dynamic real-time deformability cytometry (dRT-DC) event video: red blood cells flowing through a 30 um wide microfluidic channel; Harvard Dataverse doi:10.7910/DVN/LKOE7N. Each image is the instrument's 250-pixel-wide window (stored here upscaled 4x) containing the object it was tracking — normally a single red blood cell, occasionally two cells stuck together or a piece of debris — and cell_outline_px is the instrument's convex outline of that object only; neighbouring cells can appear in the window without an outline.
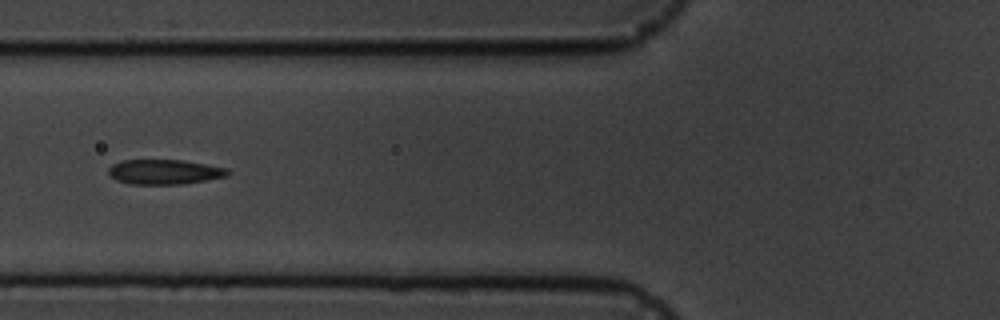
{"species": "common noctule bat (a hibernating species)", "species_latin": "Nyctalus noctula", "temperature_condition": "cold", "stored_images_in_passage": 10, "camera_frame_rate_fps": 3000, "um_per_image_px": 0.085, "animal": {"sex": "male", "body_mass_g": 19.5, "forearm_length_mm": 54.6}, "frame": {"image": 1, "passage_image": 5, "time_ms": 5.667, "image_size_px": [1000, 320], "cell_outline_px": [[232, 172], [228, 176], [180, 184], [128, 184], [116, 180], [108, 172], [108, 168], [112, 164], [124, 160], [184, 160], [228, 168]], "centroid_in_image_um": [13.99, 14.6], "position_along_channel_um": 111.8, "area_um2": 17.28}}
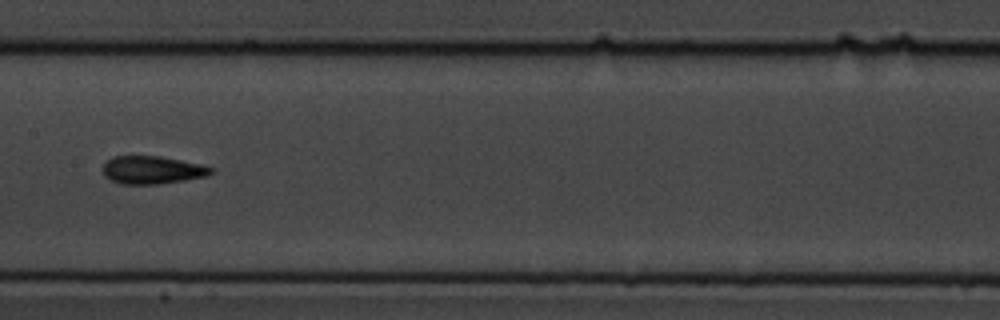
{"frame": {"image": 2, "passage_image": 7, "time_ms": 8.0, "image_size_px": [1000, 320], "cell_outline_px": [[216, 172], [208, 176], [184, 180], [156, 184], [120, 184], [104, 176], [104, 164], [112, 156], [160, 156], [200, 164], [216, 168]], "centroid_in_image_um": [12.99, 14.45], "position_along_channel_um": 194.4, "area_um2": 17.63}}
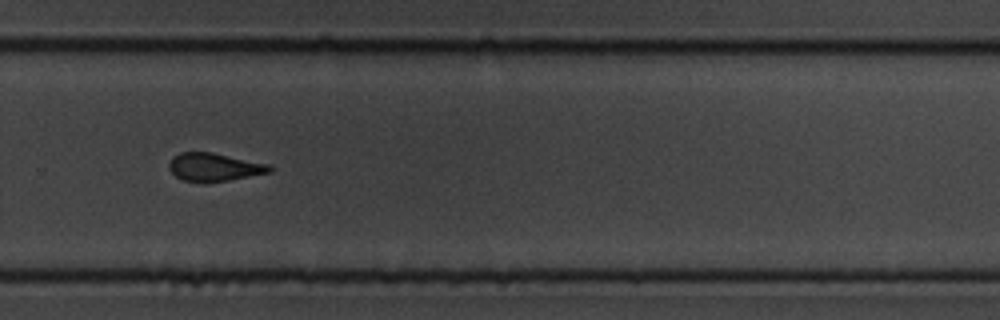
{"frame": {"image": 3, "passage_image": 10, "time_ms": 11.333, "image_size_px": [1000, 320], "cell_outline_px": [[272, 172], [228, 180], [184, 180], [176, 176], [168, 168], [168, 164], [172, 156], [180, 152], [212, 152], [268, 164], [272, 168]], "centroid_in_image_um": [18.2, 14.17], "position_along_channel_um": 311.6, "area_um2": 16.01}}